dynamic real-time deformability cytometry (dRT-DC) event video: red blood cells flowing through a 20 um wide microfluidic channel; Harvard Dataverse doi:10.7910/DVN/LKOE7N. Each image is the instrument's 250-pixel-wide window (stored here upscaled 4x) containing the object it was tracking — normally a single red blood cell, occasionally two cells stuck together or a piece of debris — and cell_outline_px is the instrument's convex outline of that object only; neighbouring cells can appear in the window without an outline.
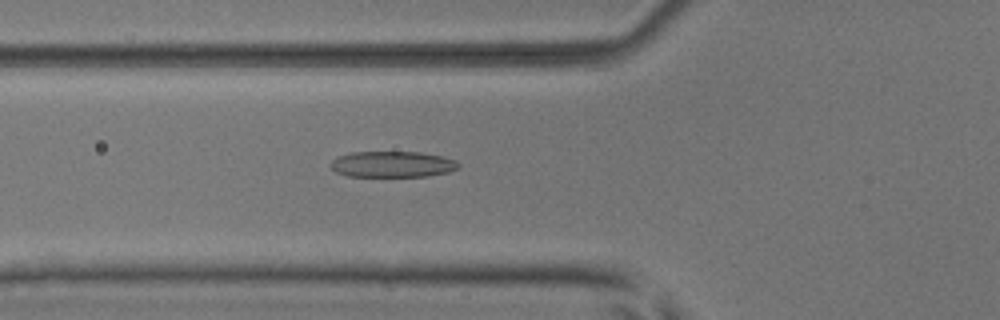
{"species": "common noctule bat (a hibernating species)", "species_latin": "Nyctalus noctula", "temperature_condition": "room temperature", "stored_images_in_passage": 42, "camera_frame_rate_fps": 3000, "um_per_image_px": 0.085, "animal": {"sex": "male", "body_mass_g": 17.9, "forearm_length_mm": 54.2}, "frame": {"image": 1, "passage_image": 9, "time_ms": 2.667, "image_size_px": [1000, 320], "cell_outline_px": [[460, 164], [456, 168], [448, 172], [428, 176], [348, 176], [336, 172], [332, 168], [332, 160], [340, 156], [352, 152], [420, 152], [444, 156], [456, 160]], "centroid_in_image_um": [33.39, 13.96], "position_along_channel_um": 92.4, "area_um2": 19.25}}
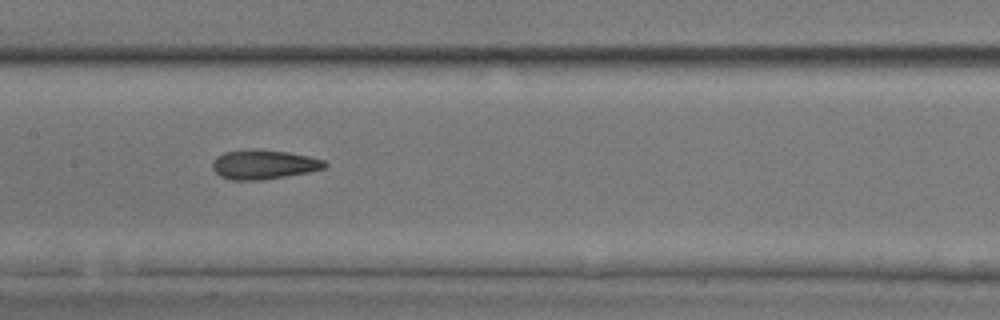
{"frame": {"image": 2, "passage_image": 16, "time_ms": 5.0, "image_size_px": [1000, 320], "cell_outline_px": [[328, 164], [324, 168], [308, 172], [260, 180], [232, 180], [220, 176], [212, 168], [212, 160], [216, 156], [224, 152], [288, 152], [308, 156], [324, 160]], "centroid_in_image_um": [22.41, 14.02], "position_along_channel_um": 185.0, "area_um2": 18.32}}
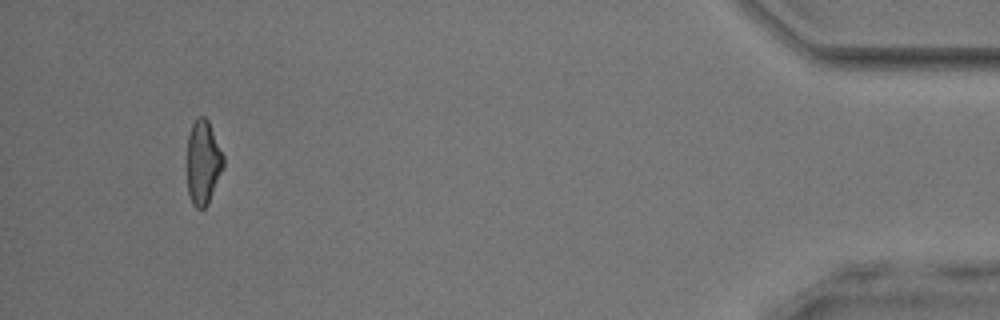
{"frame": {"image": 3, "passage_image": 39, "time_ms": 12.667, "image_size_px": [1000, 320], "cell_outline_px": [[224, 164], [208, 204], [204, 208], [196, 208], [192, 204], [188, 192], [188, 132], [192, 124], [200, 116], [204, 116], [208, 120], [224, 156]], "centroid_in_image_um": [17.26, 13.8], "position_along_channel_um": 417.9, "area_um2": 17.57}, "authors_computed_cell_mechanics": {"area_um2": 18.6983, "velocity_mm_per_s": 3.9526, "shape_relaxation_time_tau1_ms": 6.3673, "shape_relaxation_time_tau2_ms": 2.2447, "deformation_change_tau1": 0.207, "deformation_change_tau2": 0.1159}}